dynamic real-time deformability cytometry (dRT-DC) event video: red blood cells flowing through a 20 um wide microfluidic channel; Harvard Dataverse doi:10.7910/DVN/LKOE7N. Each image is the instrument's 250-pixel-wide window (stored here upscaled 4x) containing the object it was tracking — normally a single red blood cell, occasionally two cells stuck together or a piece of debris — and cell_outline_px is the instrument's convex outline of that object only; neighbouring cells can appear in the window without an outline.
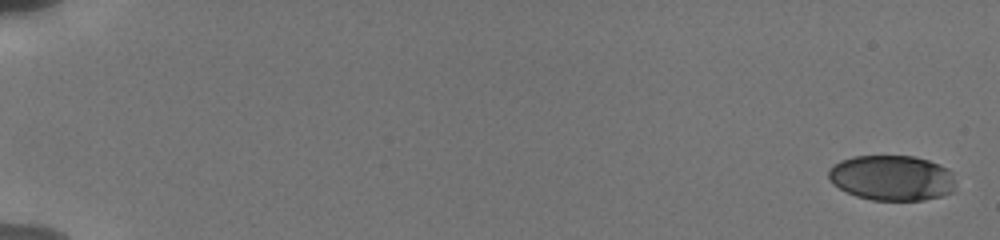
{"species": "human", "species_latin": "Homo sapiens", "temperature_condition": "cold", "stored_images_in_passage": 9, "camera_frame_rate_fps": 3000, "um_per_image_px": 0.085, "donor": {"sex": "male"}, "frame": {"image": 1, "passage_image": 1, "time_ms": 0.0, "image_size_px": [1000, 240], "cell_outline_px": [[956, 180], [952, 192], [940, 196], [924, 200], [872, 200], [856, 196], [832, 184], [828, 180], [828, 168], [832, 164], [840, 160], [852, 156], [912, 156], [928, 160], [948, 168], [952, 172]], "centroid_in_image_um": [75.79, 15.11], "position_along_channel_um": 9.2, "area_um2": 33.87}}
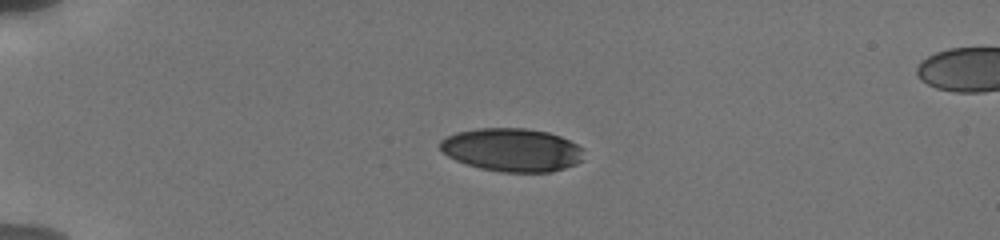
{"frame": {"image": 2, "passage_image": 6, "time_ms": 4.667, "image_size_px": [1000, 240], "cell_outline_px": [[584, 160], [576, 164], [552, 172], [500, 172], [480, 168], [456, 160], [448, 156], [440, 148], [440, 140], [456, 132], [476, 128], [524, 128], [548, 132], [560, 136], [584, 148]], "centroid_in_image_um": [43.55, 12.74], "position_along_channel_um": 41.4, "area_um2": 36.36}}
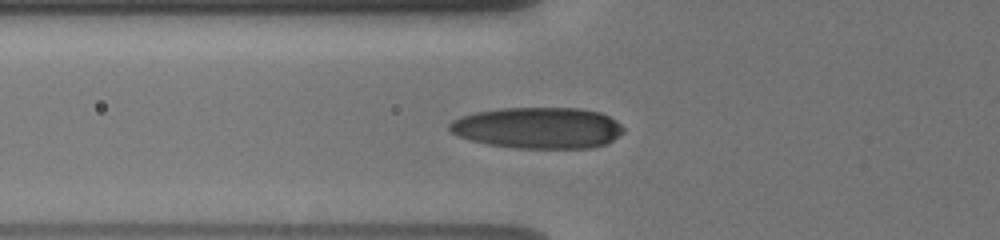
{"frame": {"image": 3, "passage_image": 9, "time_ms": 7.0, "image_size_px": [1000, 240], "cell_outline_px": [[624, 132], [612, 140], [604, 144], [592, 148], [516, 148], [488, 144], [456, 136], [448, 128], [448, 124], [452, 120], [460, 116], [476, 112], [500, 108], [580, 108], [600, 112], [616, 120], [624, 128]], "centroid_in_image_um": [45.72, 10.86], "position_along_channel_um": 80.1, "area_um2": 41.96}}